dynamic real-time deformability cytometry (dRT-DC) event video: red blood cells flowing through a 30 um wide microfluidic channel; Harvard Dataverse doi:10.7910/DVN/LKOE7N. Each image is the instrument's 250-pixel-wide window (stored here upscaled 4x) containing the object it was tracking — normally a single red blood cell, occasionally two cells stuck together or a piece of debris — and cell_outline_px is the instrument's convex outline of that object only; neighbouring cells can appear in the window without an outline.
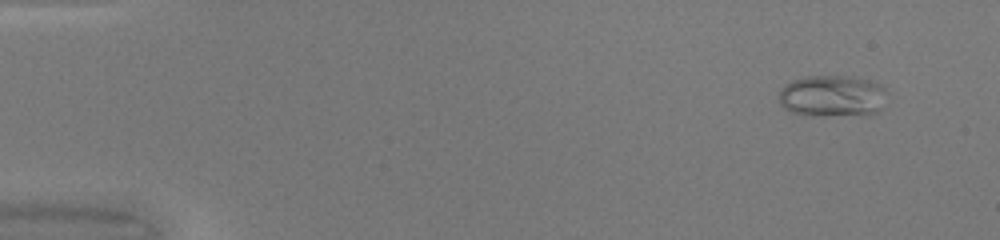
{"species": "common noctule bat (a hibernating species)", "species_latin": "Nyctalus noctula", "temperature_condition": "warm", "stored_images_in_passage": 49, "camera_frame_rate_fps": 3000, "um_per_image_px": 0.085, "animal": {"sex": "female", "body_mass_g": 20.0, "forearm_length_mm": 54.0}, "frame": {"image": 1, "passage_image": 4, "time_ms": 1.0, "image_size_px": [1000, 240], "cell_outline_px": [[888, 92], [880, 108], [876, 112], [868, 116], [808, 116], [792, 112], [784, 108], [780, 104], [780, 88], [784, 84], [792, 80], [804, 76], [848, 76], [868, 80], [880, 84]], "centroid_in_image_um": [70.75, 8.18], "position_along_channel_um": 14.3, "area_um2": 26.82}}
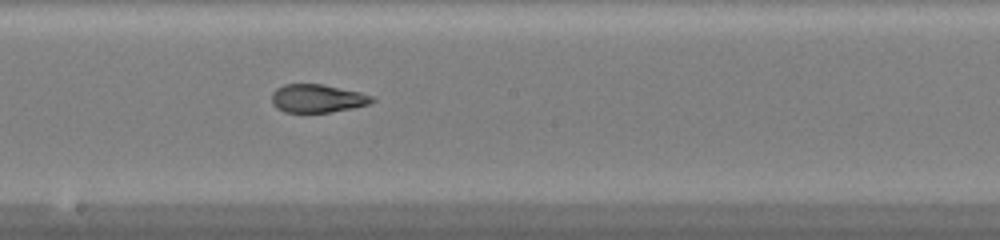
{"frame": {"image": 2, "passage_image": 28, "time_ms": 9.0, "image_size_px": [1000, 240], "cell_outline_px": [[376, 100], [368, 104], [352, 108], [328, 112], [284, 112], [276, 108], [272, 104], [272, 92], [276, 88], [284, 84], [320, 84], [360, 92], [372, 96]], "centroid_in_image_um": [26.94, 8.36], "position_along_channel_um": 221.3, "area_um2": 16.42}}
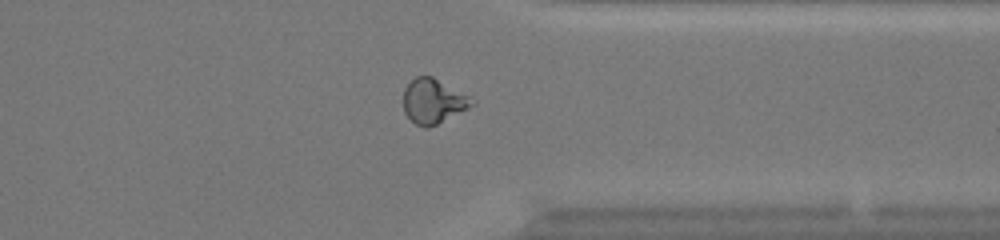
{"frame": {"image": 3, "passage_image": 39, "time_ms": 12.667, "image_size_px": [1000, 240], "cell_outline_px": [[476, 104], [436, 124], [424, 128], [416, 124], [404, 112], [404, 88], [416, 76], [432, 76], [476, 100]], "centroid_in_image_um": [36.83, 8.59], "position_along_channel_um": 374.6, "area_um2": 17.51}, "authors_computed_cell_mechanics": {"area_um2": 18.5538, "velocity_mm_per_s": 4.2484, "shape_relaxation_time_tau1_ms": null, "shape_relaxation_time_tau2_ms": 1.0071, "deformation_change_tau1": null, "deformation_change_tau2": 0.0741}}